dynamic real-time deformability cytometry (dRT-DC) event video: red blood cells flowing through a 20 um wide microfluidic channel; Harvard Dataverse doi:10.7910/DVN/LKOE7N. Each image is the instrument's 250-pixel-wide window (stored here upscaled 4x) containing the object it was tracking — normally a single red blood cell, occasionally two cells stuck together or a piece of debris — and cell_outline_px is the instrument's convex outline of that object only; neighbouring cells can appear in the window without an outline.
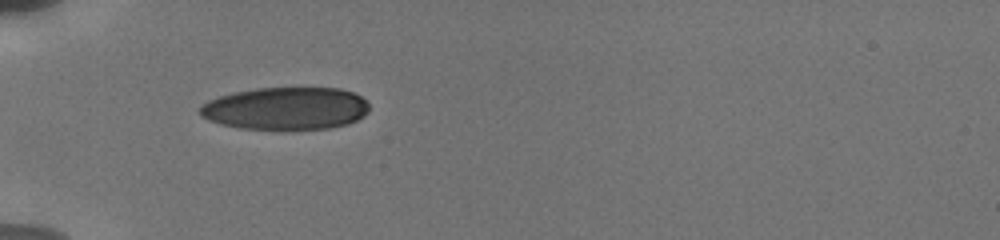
{"species": "human", "species_latin": "Homo sapiens", "temperature_condition": "cold", "stored_images_in_passage": 9, "camera_frame_rate_fps": 3000, "um_per_image_px": 0.085, "donor": {"sex": "male"}, "frame": {"image": 1, "passage_image": 1, "time_ms": 0.0, "image_size_px": [1000, 240], "cell_outline_px": [[368, 112], [364, 116], [348, 124], [328, 128], [240, 128], [220, 124], [208, 120], [200, 116], [200, 108], [208, 100], [232, 92], [256, 88], [340, 88], [352, 92], [360, 96], [368, 104]], "centroid_in_image_um": [24.29, 9.2], "position_along_channel_um": 60.7, "area_um2": 41.67}}
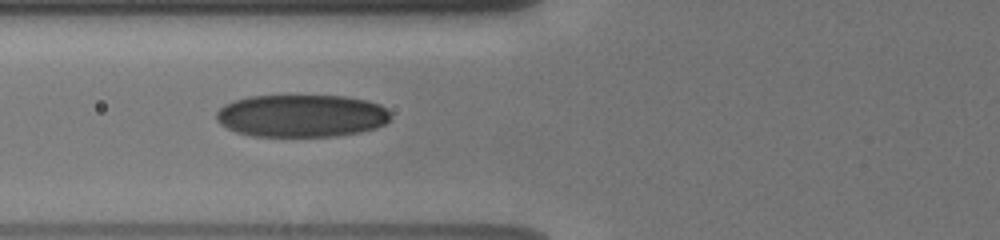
{"frame": {"image": 2, "passage_image": 8, "time_ms": 1.333, "image_size_px": [1000, 240], "cell_outline_px": [[392, 116], [384, 124], [376, 128], [360, 132], [336, 136], [252, 136], [236, 132], [220, 124], [216, 120], [216, 112], [224, 104], [232, 100], [248, 96], [344, 96], [364, 100], [380, 104]], "centroid_in_image_um": [25.59, 9.84], "position_along_channel_um": 100.2, "area_um2": 43.29}}